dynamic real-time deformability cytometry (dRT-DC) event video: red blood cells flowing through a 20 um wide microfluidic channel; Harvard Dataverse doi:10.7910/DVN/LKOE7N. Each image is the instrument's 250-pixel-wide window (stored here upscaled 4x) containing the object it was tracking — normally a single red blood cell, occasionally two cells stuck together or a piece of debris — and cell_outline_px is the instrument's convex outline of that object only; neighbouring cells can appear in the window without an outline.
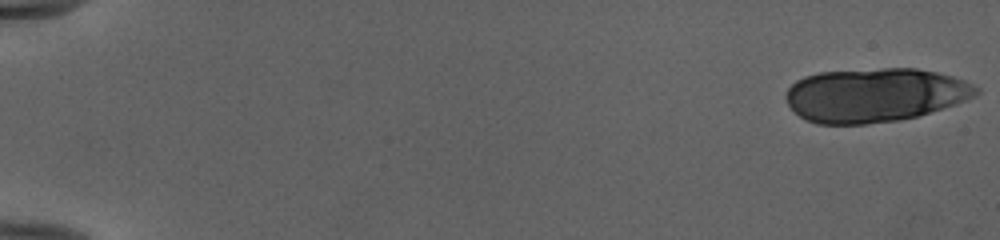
{"species": "human", "species_latin": "Homo sapiens", "temperature_condition": "cold", "stored_images_in_passage": 21, "camera_frame_rate_fps": 3000, "um_per_image_px": 0.085, "donor": {"sex": "female"}, "frame": {"image": 1, "passage_image": 1, "time_ms": 0.0, "image_size_px": [1000, 240], "cell_outline_px": [[980, 92], [976, 96], [968, 100], [956, 104], [916, 116], [896, 120], [864, 124], [816, 124], [800, 116], [788, 104], [784, 96], [784, 92], [796, 80], [804, 76], [820, 72], [884, 68], [916, 68], [936, 72], [952, 76], [964, 80], [980, 88]], "centroid_in_image_um": [74.36, 8.07], "position_along_channel_um": 10.6, "area_um2": 59.82}}